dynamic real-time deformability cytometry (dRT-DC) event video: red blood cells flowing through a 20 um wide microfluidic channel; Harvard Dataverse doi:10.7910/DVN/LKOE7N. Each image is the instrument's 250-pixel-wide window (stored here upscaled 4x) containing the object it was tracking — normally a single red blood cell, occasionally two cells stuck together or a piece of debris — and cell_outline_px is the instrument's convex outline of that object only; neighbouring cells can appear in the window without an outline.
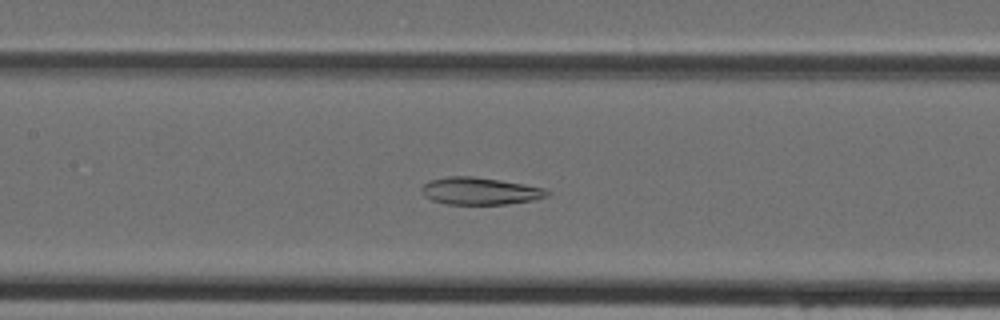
{"species": "Egyptian fruit bat (a non-hibernating species)", "species_latin": "Rousettus aegyptiacus", "temperature_condition": "cold", "stored_images_in_passage": 45, "camera_frame_rate_fps": 3000, "um_per_image_px": 0.085, "animal": {"sex": "female"}, "frame": {"image": 1, "passage_image": 20, "time_ms": 6.333, "image_size_px": [1000, 320], "cell_outline_px": [[552, 192], [548, 196], [532, 200], [508, 204], [448, 204], [432, 200], [424, 196], [420, 188], [428, 180], [448, 176], [472, 176], [500, 180], [544, 188]], "centroid_in_image_um": [40.78, 16.23], "position_along_channel_um": 166.6, "area_um2": 19.94}}
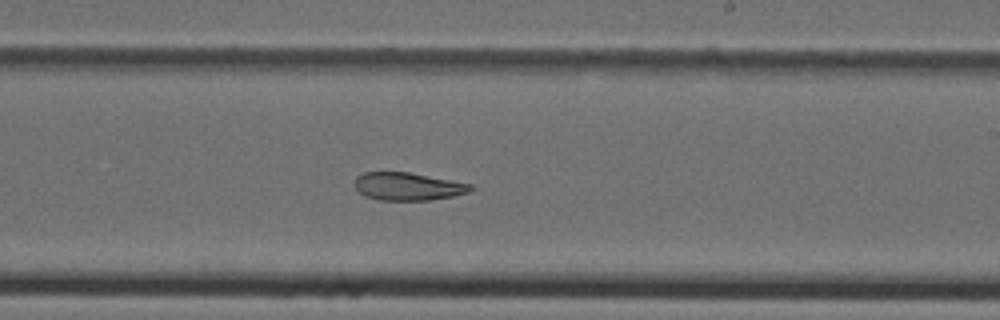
{"frame": {"image": 2, "passage_image": 26, "time_ms": 8.333, "image_size_px": [1000, 320], "cell_outline_px": [[476, 188], [468, 192], [452, 196], [428, 200], [380, 200], [364, 196], [356, 188], [356, 176], [364, 172], [408, 172], [472, 184]], "centroid_in_image_um": [34.68, 15.84], "position_along_channel_um": 254.3, "area_um2": 18.67}}
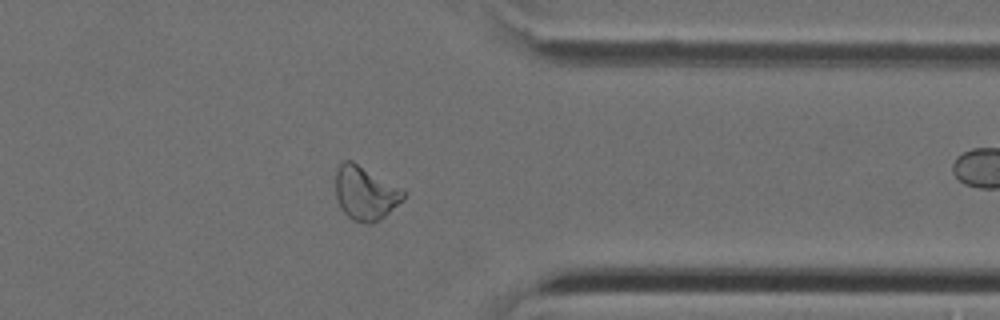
{"frame": {"image": 3, "passage_image": 35, "time_ms": 11.333, "image_size_px": [1000, 320], "cell_outline_px": [[408, 192], [404, 200], [380, 220], [372, 224], [368, 224], [352, 220], [340, 208], [336, 196], [336, 168], [344, 160], [352, 160], [404, 188]], "centroid_in_image_um": [31.1, 16.4], "position_along_channel_um": 380.3, "area_um2": 21.85}}